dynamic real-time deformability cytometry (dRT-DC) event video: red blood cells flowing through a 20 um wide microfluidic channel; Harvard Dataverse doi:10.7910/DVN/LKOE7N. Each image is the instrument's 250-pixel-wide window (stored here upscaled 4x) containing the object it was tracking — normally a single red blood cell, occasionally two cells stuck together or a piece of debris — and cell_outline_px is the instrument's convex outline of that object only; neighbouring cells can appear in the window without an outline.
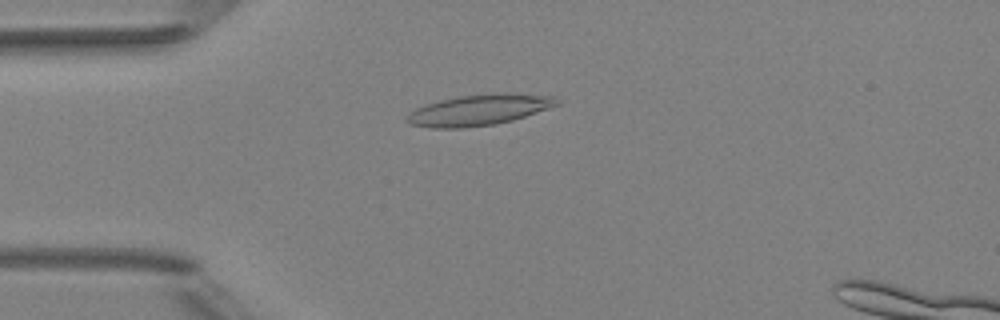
{"species": "Egyptian fruit bat (a non-hibernating species)", "species_latin": "Rousettus aegyptiacus", "temperature_condition": "room temperature", "stored_images_in_passage": 2, "camera_frame_rate_fps": 3000, "um_per_image_px": 0.085, "animal": {"sex": "female"}, "frame": {"image": 1, "passage_image": 2, "time_ms": 1.667, "image_size_px": [1000, 320], "cell_outline_px": [[560, 104], [512, 120], [496, 124], [464, 128], [432, 128], [408, 124], [404, 120], [408, 112], [416, 108], [440, 100], [460, 96], [492, 92], [508, 92], [556, 96], [560, 100]], "centroid_in_image_um": [40.72, 9.33], "position_along_channel_um": 44.3, "area_um2": 27.34}}